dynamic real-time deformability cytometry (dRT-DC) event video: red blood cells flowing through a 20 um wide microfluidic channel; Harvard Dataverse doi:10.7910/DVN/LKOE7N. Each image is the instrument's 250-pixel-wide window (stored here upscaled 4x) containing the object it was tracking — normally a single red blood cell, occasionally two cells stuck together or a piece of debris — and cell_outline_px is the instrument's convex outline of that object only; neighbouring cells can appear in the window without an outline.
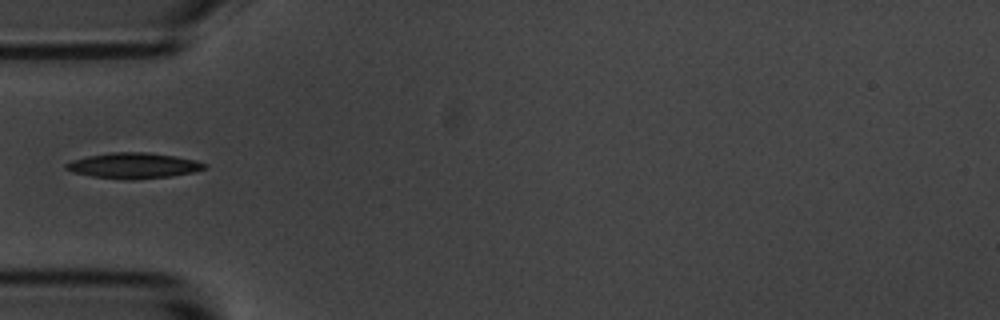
{"species": "common noctule bat (a hibernating species)", "species_latin": "Nyctalus noctula", "temperature_condition": "room temperature", "stored_images_in_passage": 1, "camera_frame_rate_fps": 3000, "um_per_image_px": 0.085, "animal": {"sex": "male", "body_mass_g": 20.1, "forearm_length_mm": 53.5}, "frame": {"image": 1, "passage_image": 1, "time_ms": 0.0, "image_size_px": [1000, 320], "cell_outline_px": [[208, 164], [204, 168], [192, 172], [168, 176], [132, 180], [128, 180], [92, 176], [72, 172], [64, 168], [64, 164], [72, 160], [88, 156], [112, 152], [148, 152], [196, 160]], "centroid_in_image_um": [11.3, 14.07], "position_along_channel_um": 73.7, "area_um2": 20.46}}